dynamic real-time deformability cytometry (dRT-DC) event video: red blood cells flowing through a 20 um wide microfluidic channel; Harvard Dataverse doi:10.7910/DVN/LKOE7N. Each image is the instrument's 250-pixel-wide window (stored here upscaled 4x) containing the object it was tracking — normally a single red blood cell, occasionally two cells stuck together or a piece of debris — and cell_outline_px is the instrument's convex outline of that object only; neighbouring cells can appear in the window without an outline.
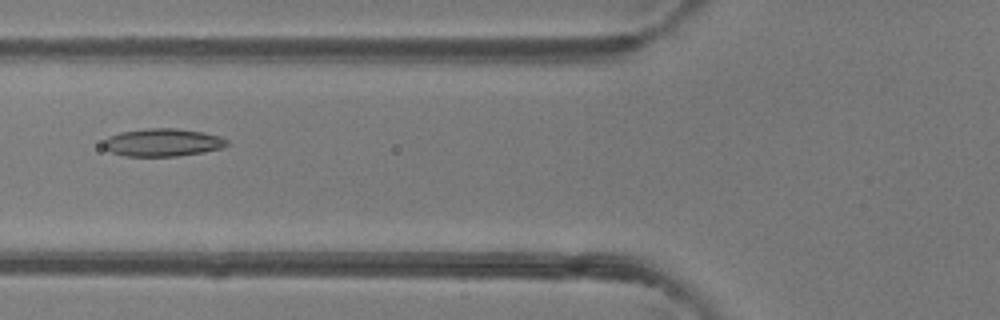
{"species": "common noctule bat (a hibernating species)", "species_latin": "Nyctalus noctula", "temperature_condition": "room temperature", "stored_images_in_passage": 33, "camera_frame_rate_fps": 3000, "um_per_image_px": 0.085, "animal": {"sex": "female"}, "frame": {"image": 1, "passage_image": 13, "time_ms": 4.0, "image_size_px": [1000, 320], "cell_outline_px": [[228, 144], [220, 148], [204, 152], [180, 156], [124, 156], [112, 152], [104, 148], [104, 140], [108, 136], [120, 132], [148, 128], [176, 128], [204, 132], [220, 136], [228, 140]], "centroid_in_image_um": [13.83, 12.1], "position_along_channel_um": 112.0, "area_um2": 20.06}}
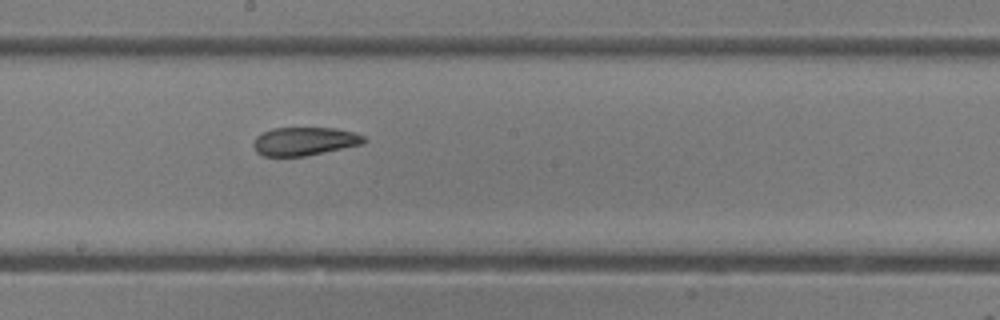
{"frame": {"image": 2, "passage_image": 21, "time_ms": 6.667, "image_size_px": [1000, 320], "cell_outline_px": [[368, 140], [364, 144], [304, 156], [264, 156], [256, 152], [252, 144], [256, 136], [272, 128], [336, 128], [352, 132], [364, 136]], "centroid_in_image_um": [25.88, 12.01], "position_along_channel_um": 222.3, "area_um2": 18.26}}
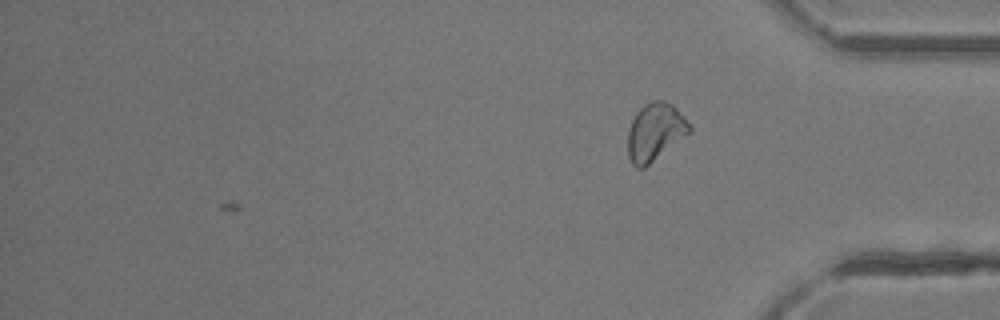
{"frame": {"image": 3, "passage_image": 33, "time_ms": 10.667, "image_size_px": [1000, 320], "cell_outline_px": [[692, 132], [644, 168], [636, 168], [632, 164], [628, 156], [628, 128], [636, 112], [644, 104], [652, 100], [664, 100], [672, 104], [676, 108], [692, 128]], "centroid_in_image_um": [55.68, 11.22], "position_along_channel_um": 379.5, "area_um2": 20.81}, "authors_computed_cell_mechanics": {"area_um2": 19.363, "velocity_mm_per_s": 4.1258, "shape_relaxation_time_tau1_ms": null, "shape_relaxation_time_tau2_ms": 3.3684, "deformation_change_tau1": null, "deformation_change_tau2": 0.0931}}